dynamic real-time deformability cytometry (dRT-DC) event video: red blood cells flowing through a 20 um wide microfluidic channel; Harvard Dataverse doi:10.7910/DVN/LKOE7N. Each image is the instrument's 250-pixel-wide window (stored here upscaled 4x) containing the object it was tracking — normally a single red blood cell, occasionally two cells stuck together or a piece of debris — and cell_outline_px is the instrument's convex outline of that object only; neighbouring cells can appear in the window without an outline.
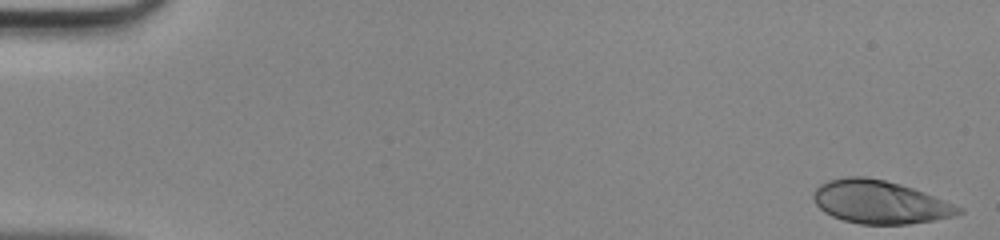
{"species": "human", "species_latin": "Homo sapiens", "temperature_condition": "room temperature", "stored_images_in_passage": 47, "camera_frame_rate_fps": 3000, "um_per_image_px": 0.085, "donor": {"sex": "male"}, "frame": {"image": 1, "passage_image": 1, "time_ms": 0.0, "image_size_px": [1000, 240], "cell_outline_px": [[964, 212], [956, 216], [936, 220], [908, 224], [860, 224], [844, 220], [832, 216], [824, 212], [816, 204], [812, 196], [816, 188], [820, 184], [828, 180], [848, 176], [864, 176], [884, 180], [900, 184], [924, 192], [964, 208]], "centroid_in_image_um": [74.81, 17.18], "position_along_channel_um": 10.2, "area_um2": 36.53}}
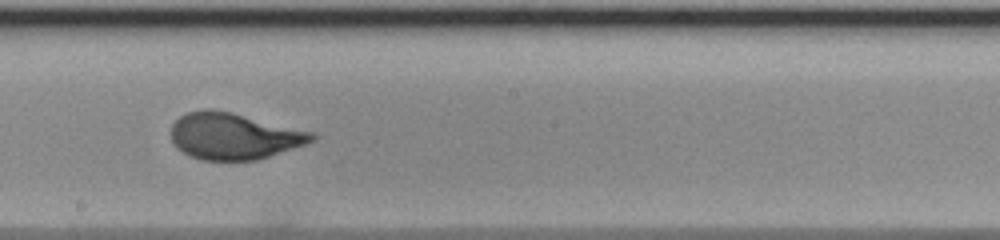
{"frame": {"image": 2, "passage_image": 27, "time_ms": 8.667, "image_size_px": [1000, 240], "cell_outline_px": [[316, 140], [256, 160], [200, 160], [176, 148], [172, 140], [172, 124], [180, 116], [188, 112], [204, 108], [208, 108], [232, 112], [316, 132]], "centroid_in_image_um": [19.89, 11.55], "position_along_channel_um": 228.3, "area_um2": 38.15}}
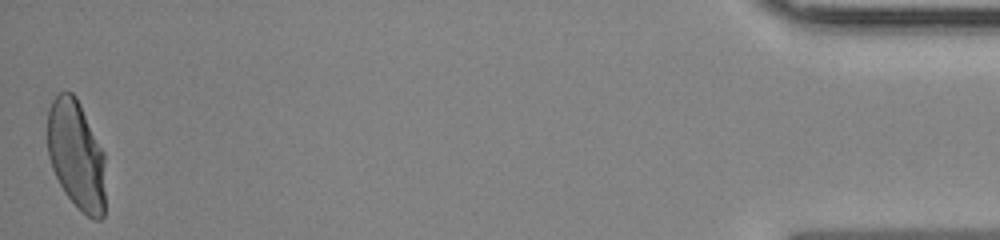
{"frame": {"image": 3, "passage_image": 47, "time_ms": 15.333, "image_size_px": [1000, 240], "cell_outline_px": [[104, 216], [100, 220], [96, 220], [88, 216], [64, 192], [52, 168], [48, 156], [48, 112], [52, 100], [60, 92], [72, 92], [76, 96], [104, 152]], "centroid_in_image_um": [6.49, 13.15], "position_along_channel_um": 428.7, "area_um2": 36.53}}